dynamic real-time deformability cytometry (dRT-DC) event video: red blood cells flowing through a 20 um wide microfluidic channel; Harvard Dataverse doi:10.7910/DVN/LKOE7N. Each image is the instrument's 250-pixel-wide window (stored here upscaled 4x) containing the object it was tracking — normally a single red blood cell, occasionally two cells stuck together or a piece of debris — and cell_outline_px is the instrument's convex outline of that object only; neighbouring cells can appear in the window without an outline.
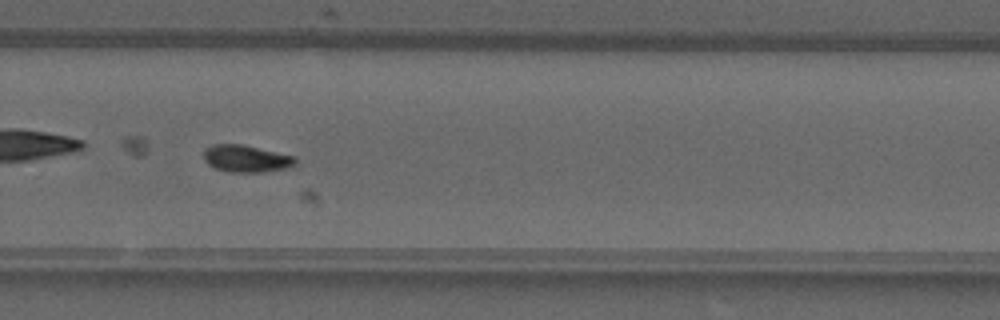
{"species": "common noctule bat (a hibernating species)", "species_latin": "Nyctalus noctula", "temperature_condition": "warm", "stored_images_in_passage": 32, "camera_frame_rate_fps": 3000, "um_per_image_px": 0.085, "animal": {"sex": "male", "forearm_length_mm": 52.5}, "frame": {"image": 1, "passage_image": 19, "time_ms": 6.0, "image_size_px": [1000, 320], "cell_outline_px": [[296, 164], [288, 168], [264, 172], [232, 172], [216, 168], [208, 164], [204, 160], [204, 148], [212, 144], [240, 144], [296, 156]], "centroid_in_image_um": [20.94, 13.48], "position_along_channel_um": 308.9, "area_um2": 14.51}}
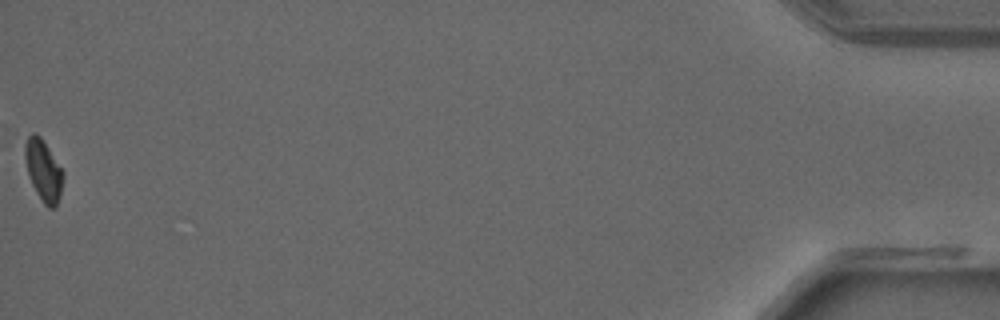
{"frame": {"image": 2, "passage_image": 32, "time_ms": 10.333, "image_size_px": [1000, 320], "cell_outline_px": [[64, 176], [60, 196], [56, 204], [52, 208], [48, 208], [44, 204], [36, 192], [32, 184], [28, 172], [24, 156], [24, 144], [28, 136], [32, 132], [36, 132], [40, 136], [64, 172]], "centroid_in_image_um": [3.68, 14.46], "position_along_channel_um": 431.5, "area_um2": 13.53}}